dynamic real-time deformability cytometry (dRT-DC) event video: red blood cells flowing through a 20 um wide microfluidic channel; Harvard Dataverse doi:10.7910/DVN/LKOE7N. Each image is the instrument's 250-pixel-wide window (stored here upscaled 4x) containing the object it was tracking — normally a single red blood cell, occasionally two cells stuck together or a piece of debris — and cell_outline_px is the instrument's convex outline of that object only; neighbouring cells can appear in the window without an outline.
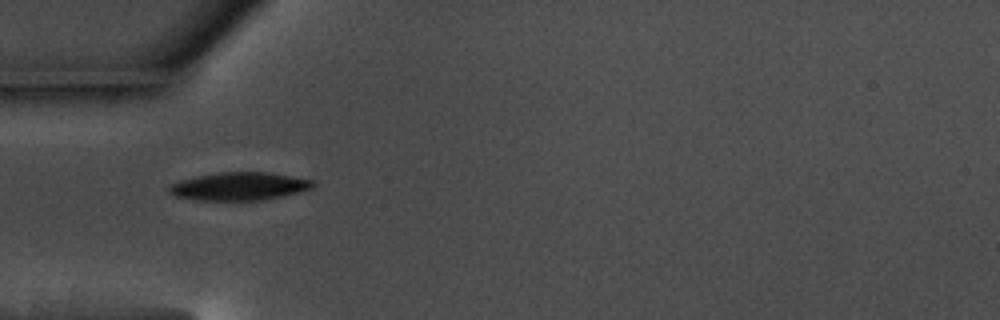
{"species": "common noctule bat (a hibernating species)", "species_latin": "Nyctalus noctula", "temperature_condition": "warm", "stored_images_in_passage": 40, "camera_frame_rate_fps": 3000, "um_per_image_px": 0.085, "animal": {"sex": "male", "body_mass_g": 17.5, "forearm_length_mm": 52.3}, "frame": {"image": 1, "passage_image": 1, "time_ms": 0.0, "image_size_px": [1000, 320], "cell_outline_px": [[316, 184], [312, 188], [280, 196], [260, 200], [200, 200], [176, 196], [168, 192], [168, 184], [180, 180], [196, 176], [220, 172], [268, 172], [312, 180]], "centroid_in_image_um": [20.28, 15.83], "position_along_channel_um": 64.7, "area_um2": 23.24}}
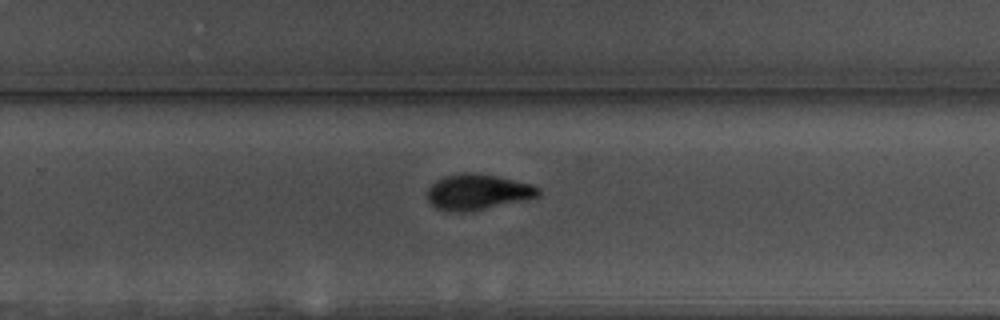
{"frame": {"image": 2, "passage_image": 20, "time_ms": 6.333, "image_size_px": [1000, 320], "cell_outline_px": [[540, 196], [484, 208], [460, 212], [436, 208], [428, 200], [428, 188], [436, 180], [444, 176], [464, 172], [468, 172], [496, 176], [532, 184], [540, 188]], "centroid_in_image_um": [40.59, 16.29], "position_along_channel_um": 289.2, "area_um2": 22.54}}
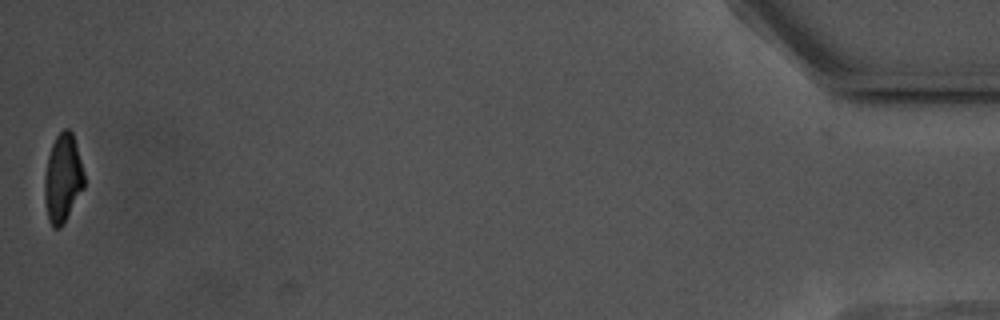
{"frame": {"image": 3, "passage_image": 40, "time_ms": 13.0, "image_size_px": [1000, 320], "cell_outline_px": [[84, 188], [64, 224], [60, 228], [52, 228], [48, 220], [44, 200], [44, 176], [48, 156], [52, 144], [56, 136], [64, 128], [68, 128], [72, 132], [76, 144], [84, 172]], "centroid_in_image_um": [5.33, 15.19], "position_along_channel_um": 429.9, "area_um2": 20.63}, "authors_computed_cell_mechanics": {"area_um2": 23.0044, "velocity_mm_per_s": 3.5628, "shape_relaxation_time_tau1_ms": 2.3774, "shape_relaxation_time_tau2_ms": 5.7463, "deformation_change_tau1": 0.1317, "deformation_change_tau2": 0.1076}}